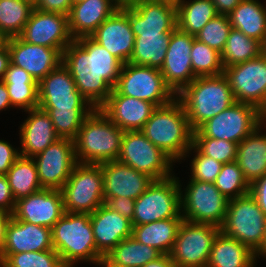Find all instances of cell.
Returning <instances> with one entry per match:
<instances>
[{
    "instance_id": "e575fe53",
    "label": "cell",
    "mask_w": 266,
    "mask_h": 267,
    "mask_svg": "<svg viewBox=\"0 0 266 267\" xmlns=\"http://www.w3.org/2000/svg\"><path fill=\"white\" fill-rule=\"evenodd\" d=\"M217 15L212 0H181L176 3L177 28L193 36Z\"/></svg>"
},
{
    "instance_id": "9a60e30c",
    "label": "cell",
    "mask_w": 266,
    "mask_h": 267,
    "mask_svg": "<svg viewBox=\"0 0 266 267\" xmlns=\"http://www.w3.org/2000/svg\"><path fill=\"white\" fill-rule=\"evenodd\" d=\"M33 159L42 188L60 190L77 164L74 141L59 138Z\"/></svg>"
},
{
    "instance_id": "5b68a950",
    "label": "cell",
    "mask_w": 266,
    "mask_h": 267,
    "mask_svg": "<svg viewBox=\"0 0 266 267\" xmlns=\"http://www.w3.org/2000/svg\"><path fill=\"white\" fill-rule=\"evenodd\" d=\"M124 131L99 108L84 119L74 141L77 163L100 164L117 160Z\"/></svg>"
},
{
    "instance_id": "6125c7cd",
    "label": "cell",
    "mask_w": 266,
    "mask_h": 267,
    "mask_svg": "<svg viewBox=\"0 0 266 267\" xmlns=\"http://www.w3.org/2000/svg\"><path fill=\"white\" fill-rule=\"evenodd\" d=\"M119 7H125L131 5L135 0H112Z\"/></svg>"
},
{
    "instance_id": "7bdbcfd3",
    "label": "cell",
    "mask_w": 266,
    "mask_h": 267,
    "mask_svg": "<svg viewBox=\"0 0 266 267\" xmlns=\"http://www.w3.org/2000/svg\"><path fill=\"white\" fill-rule=\"evenodd\" d=\"M232 26L228 15L218 14L195 35V38L222 53Z\"/></svg>"
},
{
    "instance_id": "8fae6325",
    "label": "cell",
    "mask_w": 266,
    "mask_h": 267,
    "mask_svg": "<svg viewBox=\"0 0 266 267\" xmlns=\"http://www.w3.org/2000/svg\"><path fill=\"white\" fill-rule=\"evenodd\" d=\"M181 215L180 185L177 175L153 180L135 200L132 225H142Z\"/></svg>"
},
{
    "instance_id": "c3c4849f",
    "label": "cell",
    "mask_w": 266,
    "mask_h": 267,
    "mask_svg": "<svg viewBox=\"0 0 266 267\" xmlns=\"http://www.w3.org/2000/svg\"><path fill=\"white\" fill-rule=\"evenodd\" d=\"M104 204L127 219H133L135 200L126 196L104 199Z\"/></svg>"
},
{
    "instance_id": "d4e9b609",
    "label": "cell",
    "mask_w": 266,
    "mask_h": 267,
    "mask_svg": "<svg viewBox=\"0 0 266 267\" xmlns=\"http://www.w3.org/2000/svg\"><path fill=\"white\" fill-rule=\"evenodd\" d=\"M96 249L105 256L123 239L132 236L131 220L111 210L105 204L90 214Z\"/></svg>"
},
{
    "instance_id": "74e56055",
    "label": "cell",
    "mask_w": 266,
    "mask_h": 267,
    "mask_svg": "<svg viewBox=\"0 0 266 267\" xmlns=\"http://www.w3.org/2000/svg\"><path fill=\"white\" fill-rule=\"evenodd\" d=\"M33 9L24 0H0V30L9 37L19 36Z\"/></svg>"
},
{
    "instance_id": "277c9868",
    "label": "cell",
    "mask_w": 266,
    "mask_h": 267,
    "mask_svg": "<svg viewBox=\"0 0 266 267\" xmlns=\"http://www.w3.org/2000/svg\"><path fill=\"white\" fill-rule=\"evenodd\" d=\"M176 98L182 103L194 131L236 102L224 74L196 77Z\"/></svg>"
},
{
    "instance_id": "03108f58",
    "label": "cell",
    "mask_w": 266,
    "mask_h": 267,
    "mask_svg": "<svg viewBox=\"0 0 266 267\" xmlns=\"http://www.w3.org/2000/svg\"><path fill=\"white\" fill-rule=\"evenodd\" d=\"M28 2L30 5H32L34 8L38 5L40 0H24Z\"/></svg>"
},
{
    "instance_id": "11a10c76",
    "label": "cell",
    "mask_w": 266,
    "mask_h": 267,
    "mask_svg": "<svg viewBox=\"0 0 266 267\" xmlns=\"http://www.w3.org/2000/svg\"><path fill=\"white\" fill-rule=\"evenodd\" d=\"M11 219V213L0 209V252L5 244L6 230Z\"/></svg>"
},
{
    "instance_id": "d6986e66",
    "label": "cell",
    "mask_w": 266,
    "mask_h": 267,
    "mask_svg": "<svg viewBox=\"0 0 266 267\" xmlns=\"http://www.w3.org/2000/svg\"><path fill=\"white\" fill-rule=\"evenodd\" d=\"M194 38L195 36L177 27L171 32L169 46L160 71L165 83L176 95L196 78L190 58Z\"/></svg>"
},
{
    "instance_id": "603a6c76",
    "label": "cell",
    "mask_w": 266,
    "mask_h": 267,
    "mask_svg": "<svg viewBox=\"0 0 266 267\" xmlns=\"http://www.w3.org/2000/svg\"><path fill=\"white\" fill-rule=\"evenodd\" d=\"M103 173L104 199L128 197L136 200L143 194L153 179L118 160L100 163Z\"/></svg>"
},
{
    "instance_id": "9f6ffc18",
    "label": "cell",
    "mask_w": 266,
    "mask_h": 267,
    "mask_svg": "<svg viewBox=\"0 0 266 267\" xmlns=\"http://www.w3.org/2000/svg\"><path fill=\"white\" fill-rule=\"evenodd\" d=\"M143 267H175L170 254H162L156 260L148 262Z\"/></svg>"
},
{
    "instance_id": "4dcf8cb0",
    "label": "cell",
    "mask_w": 266,
    "mask_h": 267,
    "mask_svg": "<svg viewBox=\"0 0 266 267\" xmlns=\"http://www.w3.org/2000/svg\"><path fill=\"white\" fill-rule=\"evenodd\" d=\"M183 220L182 216H177L142 225H133L132 237L144 245L154 247L162 254H170Z\"/></svg>"
},
{
    "instance_id": "9c48e42d",
    "label": "cell",
    "mask_w": 266,
    "mask_h": 267,
    "mask_svg": "<svg viewBox=\"0 0 266 267\" xmlns=\"http://www.w3.org/2000/svg\"><path fill=\"white\" fill-rule=\"evenodd\" d=\"M103 173L99 164L77 163L60 189L65 212L91 214L104 204Z\"/></svg>"
},
{
    "instance_id": "6da1fadb",
    "label": "cell",
    "mask_w": 266,
    "mask_h": 267,
    "mask_svg": "<svg viewBox=\"0 0 266 267\" xmlns=\"http://www.w3.org/2000/svg\"><path fill=\"white\" fill-rule=\"evenodd\" d=\"M76 88L93 108H100L115 88L123 63L91 37L73 40L62 52Z\"/></svg>"
},
{
    "instance_id": "7402d4cb",
    "label": "cell",
    "mask_w": 266,
    "mask_h": 267,
    "mask_svg": "<svg viewBox=\"0 0 266 267\" xmlns=\"http://www.w3.org/2000/svg\"><path fill=\"white\" fill-rule=\"evenodd\" d=\"M90 37L123 64L128 63L135 37L127 16V6L119 7Z\"/></svg>"
},
{
    "instance_id": "f1b7e54d",
    "label": "cell",
    "mask_w": 266,
    "mask_h": 267,
    "mask_svg": "<svg viewBox=\"0 0 266 267\" xmlns=\"http://www.w3.org/2000/svg\"><path fill=\"white\" fill-rule=\"evenodd\" d=\"M266 120L237 146L236 162L251 184L266 174Z\"/></svg>"
},
{
    "instance_id": "3957f363",
    "label": "cell",
    "mask_w": 266,
    "mask_h": 267,
    "mask_svg": "<svg viewBox=\"0 0 266 267\" xmlns=\"http://www.w3.org/2000/svg\"><path fill=\"white\" fill-rule=\"evenodd\" d=\"M52 246L66 267L81 261L99 265L103 255L96 249L90 214L64 212L51 228Z\"/></svg>"
},
{
    "instance_id": "60d3db41",
    "label": "cell",
    "mask_w": 266,
    "mask_h": 267,
    "mask_svg": "<svg viewBox=\"0 0 266 267\" xmlns=\"http://www.w3.org/2000/svg\"><path fill=\"white\" fill-rule=\"evenodd\" d=\"M51 118L59 138L74 140L84 119L93 109H42Z\"/></svg>"
},
{
    "instance_id": "bcb514c9",
    "label": "cell",
    "mask_w": 266,
    "mask_h": 267,
    "mask_svg": "<svg viewBox=\"0 0 266 267\" xmlns=\"http://www.w3.org/2000/svg\"><path fill=\"white\" fill-rule=\"evenodd\" d=\"M9 93L12 109L25 111L38 108V83H5Z\"/></svg>"
},
{
    "instance_id": "d6a6232c",
    "label": "cell",
    "mask_w": 266,
    "mask_h": 267,
    "mask_svg": "<svg viewBox=\"0 0 266 267\" xmlns=\"http://www.w3.org/2000/svg\"><path fill=\"white\" fill-rule=\"evenodd\" d=\"M170 37L171 33H140L135 37L129 63L161 69Z\"/></svg>"
},
{
    "instance_id": "83f0119b",
    "label": "cell",
    "mask_w": 266,
    "mask_h": 267,
    "mask_svg": "<svg viewBox=\"0 0 266 267\" xmlns=\"http://www.w3.org/2000/svg\"><path fill=\"white\" fill-rule=\"evenodd\" d=\"M119 6L112 0L73 2L68 14L69 31L74 40L90 37Z\"/></svg>"
},
{
    "instance_id": "be15d7a7",
    "label": "cell",
    "mask_w": 266,
    "mask_h": 267,
    "mask_svg": "<svg viewBox=\"0 0 266 267\" xmlns=\"http://www.w3.org/2000/svg\"><path fill=\"white\" fill-rule=\"evenodd\" d=\"M261 54L266 57V35L263 42L261 43Z\"/></svg>"
},
{
    "instance_id": "e7e4bbea",
    "label": "cell",
    "mask_w": 266,
    "mask_h": 267,
    "mask_svg": "<svg viewBox=\"0 0 266 267\" xmlns=\"http://www.w3.org/2000/svg\"><path fill=\"white\" fill-rule=\"evenodd\" d=\"M100 267H118L116 265H109L104 259H102L100 262H99V265Z\"/></svg>"
},
{
    "instance_id": "484cf974",
    "label": "cell",
    "mask_w": 266,
    "mask_h": 267,
    "mask_svg": "<svg viewBox=\"0 0 266 267\" xmlns=\"http://www.w3.org/2000/svg\"><path fill=\"white\" fill-rule=\"evenodd\" d=\"M25 113L28 116L19 127V152L21 156L33 158L59 137L46 111L38 107Z\"/></svg>"
},
{
    "instance_id": "816d5d0a",
    "label": "cell",
    "mask_w": 266,
    "mask_h": 267,
    "mask_svg": "<svg viewBox=\"0 0 266 267\" xmlns=\"http://www.w3.org/2000/svg\"><path fill=\"white\" fill-rule=\"evenodd\" d=\"M249 194L266 215V174L250 184Z\"/></svg>"
},
{
    "instance_id": "f6af8a7d",
    "label": "cell",
    "mask_w": 266,
    "mask_h": 267,
    "mask_svg": "<svg viewBox=\"0 0 266 267\" xmlns=\"http://www.w3.org/2000/svg\"><path fill=\"white\" fill-rule=\"evenodd\" d=\"M190 154L194 156H192L193 158L190 162L191 176L189 177L193 180L214 183L223 164L211 157L203 155L194 145L190 147L182 160L185 161L187 157L189 158Z\"/></svg>"
},
{
    "instance_id": "7dc6e473",
    "label": "cell",
    "mask_w": 266,
    "mask_h": 267,
    "mask_svg": "<svg viewBox=\"0 0 266 267\" xmlns=\"http://www.w3.org/2000/svg\"><path fill=\"white\" fill-rule=\"evenodd\" d=\"M19 156V147L14 148L9 141L0 139V175H6Z\"/></svg>"
},
{
    "instance_id": "d590c367",
    "label": "cell",
    "mask_w": 266,
    "mask_h": 267,
    "mask_svg": "<svg viewBox=\"0 0 266 267\" xmlns=\"http://www.w3.org/2000/svg\"><path fill=\"white\" fill-rule=\"evenodd\" d=\"M15 201L42 190L33 158L19 156L6 174Z\"/></svg>"
},
{
    "instance_id": "e0dca14e",
    "label": "cell",
    "mask_w": 266,
    "mask_h": 267,
    "mask_svg": "<svg viewBox=\"0 0 266 267\" xmlns=\"http://www.w3.org/2000/svg\"><path fill=\"white\" fill-rule=\"evenodd\" d=\"M19 37L29 43L64 49L74 40L69 31L68 16L33 9Z\"/></svg>"
},
{
    "instance_id": "1f68e13d",
    "label": "cell",
    "mask_w": 266,
    "mask_h": 267,
    "mask_svg": "<svg viewBox=\"0 0 266 267\" xmlns=\"http://www.w3.org/2000/svg\"><path fill=\"white\" fill-rule=\"evenodd\" d=\"M232 28L263 42L266 35V3L259 0H241L228 15Z\"/></svg>"
},
{
    "instance_id": "8992f818",
    "label": "cell",
    "mask_w": 266,
    "mask_h": 267,
    "mask_svg": "<svg viewBox=\"0 0 266 267\" xmlns=\"http://www.w3.org/2000/svg\"><path fill=\"white\" fill-rule=\"evenodd\" d=\"M265 229L266 215L249 193L229 200L220 227L223 234L240 241L256 253L264 242Z\"/></svg>"
},
{
    "instance_id": "44dd1931",
    "label": "cell",
    "mask_w": 266,
    "mask_h": 267,
    "mask_svg": "<svg viewBox=\"0 0 266 267\" xmlns=\"http://www.w3.org/2000/svg\"><path fill=\"white\" fill-rule=\"evenodd\" d=\"M10 61L25 69L38 83L62 63V50L29 44L19 36L10 37Z\"/></svg>"
},
{
    "instance_id": "4fadbf2b",
    "label": "cell",
    "mask_w": 266,
    "mask_h": 267,
    "mask_svg": "<svg viewBox=\"0 0 266 267\" xmlns=\"http://www.w3.org/2000/svg\"><path fill=\"white\" fill-rule=\"evenodd\" d=\"M220 227L183 220L170 253L175 267H207Z\"/></svg>"
},
{
    "instance_id": "7c38bea8",
    "label": "cell",
    "mask_w": 266,
    "mask_h": 267,
    "mask_svg": "<svg viewBox=\"0 0 266 267\" xmlns=\"http://www.w3.org/2000/svg\"><path fill=\"white\" fill-rule=\"evenodd\" d=\"M115 89L121 95L145 100L157 107L167 105L176 98L160 69L129 62L123 64Z\"/></svg>"
},
{
    "instance_id": "7a4b0ae2",
    "label": "cell",
    "mask_w": 266,
    "mask_h": 267,
    "mask_svg": "<svg viewBox=\"0 0 266 267\" xmlns=\"http://www.w3.org/2000/svg\"><path fill=\"white\" fill-rule=\"evenodd\" d=\"M141 131L175 163L182 162L193 145L194 130L177 98L167 105L157 107Z\"/></svg>"
},
{
    "instance_id": "f5cc1de1",
    "label": "cell",
    "mask_w": 266,
    "mask_h": 267,
    "mask_svg": "<svg viewBox=\"0 0 266 267\" xmlns=\"http://www.w3.org/2000/svg\"><path fill=\"white\" fill-rule=\"evenodd\" d=\"M15 202L6 175H0V209L12 214Z\"/></svg>"
},
{
    "instance_id": "f35d334b",
    "label": "cell",
    "mask_w": 266,
    "mask_h": 267,
    "mask_svg": "<svg viewBox=\"0 0 266 267\" xmlns=\"http://www.w3.org/2000/svg\"><path fill=\"white\" fill-rule=\"evenodd\" d=\"M0 267H66L54 250L0 253Z\"/></svg>"
},
{
    "instance_id": "ba28073f",
    "label": "cell",
    "mask_w": 266,
    "mask_h": 267,
    "mask_svg": "<svg viewBox=\"0 0 266 267\" xmlns=\"http://www.w3.org/2000/svg\"><path fill=\"white\" fill-rule=\"evenodd\" d=\"M265 120L266 115L254 105L235 102L200 125L193 137H210L239 144Z\"/></svg>"
},
{
    "instance_id": "680465c9",
    "label": "cell",
    "mask_w": 266,
    "mask_h": 267,
    "mask_svg": "<svg viewBox=\"0 0 266 267\" xmlns=\"http://www.w3.org/2000/svg\"><path fill=\"white\" fill-rule=\"evenodd\" d=\"M9 49L0 50V80H3L6 70L10 64Z\"/></svg>"
},
{
    "instance_id": "94428289",
    "label": "cell",
    "mask_w": 266,
    "mask_h": 267,
    "mask_svg": "<svg viewBox=\"0 0 266 267\" xmlns=\"http://www.w3.org/2000/svg\"><path fill=\"white\" fill-rule=\"evenodd\" d=\"M255 254H256L257 260L258 258L260 259L261 257L266 259V229H265V236H264V242L262 244V247Z\"/></svg>"
},
{
    "instance_id": "a7ac6f4b",
    "label": "cell",
    "mask_w": 266,
    "mask_h": 267,
    "mask_svg": "<svg viewBox=\"0 0 266 267\" xmlns=\"http://www.w3.org/2000/svg\"><path fill=\"white\" fill-rule=\"evenodd\" d=\"M81 1H84V0H73V2H81Z\"/></svg>"
},
{
    "instance_id": "836d02e7",
    "label": "cell",
    "mask_w": 266,
    "mask_h": 267,
    "mask_svg": "<svg viewBox=\"0 0 266 267\" xmlns=\"http://www.w3.org/2000/svg\"><path fill=\"white\" fill-rule=\"evenodd\" d=\"M161 255L154 247L144 245L131 236L119 242L103 259L109 265L118 267H143Z\"/></svg>"
},
{
    "instance_id": "db71d44e",
    "label": "cell",
    "mask_w": 266,
    "mask_h": 267,
    "mask_svg": "<svg viewBox=\"0 0 266 267\" xmlns=\"http://www.w3.org/2000/svg\"><path fill=\"white\" fill-rule=\"evenodd\" d=\"M217 13L222 15H229L241 2V0H212Z\"/></svg>"
},
{
    "instance_id": "2e32d148",
    "label": "cell",
    "mask_w": 266,
    "mask_h": 267,
    "mask_svg": "<svg viewBox=\"0 0 266 267\" xmlns=\"http://www.w3.org/2000/svg\"><path fill=\"white\" fill-rule=\"evenodd\" d=\"M38 91L40 109H94L80 94L63 63L38 83Z\"/></svg>"
},
{
    "instance_id": "52a82bcc",
    "label": "cell",
    "mask_w": 266,
    "mask_h": 267,
    "mask_svg": "<svg viewBox=\"0 0 266 267\" xmlns=\"http://www.w3.org/2000/svg\"><path fill=\"white\" fill-rule=\"evenodd\" d=\"M181 215L193 223L211 224L221 227L229 200L221 194L214 183L189 178L182 190L180 178Z\"/></svg>"
},
{
    "instance_id": "ffe728a7",
    "label": "cell",
    "mask_w": 266,
    "mask_h": 267,
    "mask_svg": "<svg viewBox=\"0 0 266 267\" xmlns=\"http://www.w3.org/2000/svg\"><path fill=\"white\" fill-rule=\"evenodd\" d=\"M64 212L61 191L43 188L17 200L12 217L31 224L52 228Z\"/></svg>"
},
{
    "instance_id": "6f0895ef",
    "label": "cell",
    "mask_w": 266,
    "mask_h": 267,
    "mask_svg": "<svg viewBox=\"0 0 266 267\" xmlns=\"http://www.w3.org/2000/svg\"><path fill=\"white\" fill-rule=\"evenodd\" d=\"M11 102L9 93L6 88V84L0 80V112L6 111V109H11Z\"/></svg>"
},
{
    "instance_id": "003e7915",
    "label": "cell",
    "mask_w": 266,
    "mask_h": 267,
    "mask_svg": "<svg viewBox=\"0 0 266 267\" xmlns=\"http://www.w3.org/2000/svg\"><path fill=\"white\" fill-rule=\"evenodd\" d=\"M167 1H171V2H173V3H178V2L181 1V0H167Z\"/></svg>"
},
{
    "instance_id": "cb8c5ba5",
    "label": "cell",
    "mask_w": 266,
    "mask_h": 267,
    "mask_svg": "<svg viewBox=\"0 0 266 267\" xmlns=\"http://www.w3.org/2000/svg\"><path fill=\"white\" fill-rule=\"evenodd\" d=\"M156 108L148 101L121 95L114 88L99 109L125 132L142 130Z\"/></svg>"
},
{
    "instance_id": "30bf717a",
    "label": "cell",
    "mask_w": 266,
    "mask_h": 267,
    "mask_svg": "<svg viewBox=\"0 0 266 267\" xmlns=\"http://www.w3.org/2000/svg\"><path fill=\"white\" fill-rule=\"evenodd\" d=\"M117 160L153 180L173 176L175 163L168 155L155 146L141 130L125 131Z\"/></svg>"
},
{
    "instance_id": "5bb4252c",
    "label": "cell",
    "mask_w": 266,
    "mask_h": 267,
    "mask_svg": "<svg viewBox=\"0 0 266 267\" xmlns=\"http://www.w3.org/2000/svg\"><path fill=\"white\" fill-rule=\"evenodd\" d=\"M236 102L248 103L266 115V57L262 54L252 60L224 68Z\"/></svg>"
},
{
    "instance_id": "8d00e7d4",
    "label": "cell",
    "mask_w": 266,
    "mask_h": 267,
    "mask_svg": "<svg viewBox=\"0 0 266 267\" xmlns=\"http://www.w3.org/2000/svg\"><path fill=\"white\" fill-rule=\"evenodd\" d=\"M261 55V42L246 36L238 29L231 28L227 43L221 53L224 68L252 60Z\"/></svg>"
},
{
    "instance_id": "ab89813d",
    "label": "cell",
    "mask_w": 266,
    "mask_h": 267,
    "mask_svg": "<svg viewBox=\"0 0 266 267\" xmlns=\"http://www.w3.org/2000/svg\"><path fill=\"white\" fill-rule=\"evenodd\" d=\"M190 58L192 70L196 77L217 76L224 72L221 53L196 38L193 40Z\"/></svg>"
},
{
    "instance_id": "ac0fdd59",
    "label": "cell",
    "mask_w": 266,
    "mask_h": 267,
    "mask_svg": "<svg viewBox=\"0 0 266 267\" xmlns=\"http://www.w3.org/2000/svg\"><path fill=\"white\" fill-rule=\"evenodd\" d=\"M134 33H171L177 27L176 3L167 0H135L127 6Z\"/></svg>"
},
{
    "instance_id": "91938a15",
    "label": "cell",
    "mask_w": 266,
    "mask_h": 267,
    "mask_svg": "<svg viewBox=\"0 0 266 267\" xmlns=\"http://www.w3.org/2000/svg\"><path fill=\"white\" fill-rule=\"evenodd\" d=\"M10 37L0 30V50L7 49Z\"/></svg>"
},
{
    "instance_id": "4316f807",
    "label": "cell",
    "mask_w": 266,
    "mask_h": 267,
    "mask_svg": "<svg viewBox=\"0 0 266 267\" xmlns=\"http://www.w3.org/2000/svg\"><path fill=\"white\" fill-rule=\"evenodd\" d=\"M53 249L51 228L13 218L10 220L5 244L0 253H21Z\"/></svg>"
},
{
    "instance_id": "f907efd6",
    "label": "cell",
    "mask_w": 266,
    "mask_h": 267,
    "mask_svg": "<svg viewBox=\"0 0 266 267\" xmlns=\"http://www.w3.org/2000/svg\"><path fill=\"white\" fill-rule=\"evenodd\" d=\"M2 81L4 83H38L25 69L11 62Z\"/></svg>"
},
{
    "instance_id": "ee69618b",
    "label": "cell",
    "mask_w": 266,
    "mask_h": 267,
    "mask_svg": "<svg viewBox=\"0 0 266 267\" xmlns=\"http://www.w3.org/2000/svg\"><path fill=\"white\" fill-rule=\"evenodd\" d=\"M193 145L203 154L222 164L236 161L238 144L210 137H193Z\"/></svg>"
},
{
    "instance_id": "f546056e",
    "label": "cell",
    "mask_w": 266,
    "mask_h": 267,
    "mask_svg": "<svg viewBox=\"0 0 266 267\" xmlns=\"http://www.w3.org/2000/svg\"><path fill=\"white\" fill-rule=\"evenodd\" d=\"M256 254L246 245L221 231L210 251L207 267H256Z\"/></svg>"
},
{
    "instance_id": "b9f144b4",
    "label": "cell",
    "mask_w": 266,
    "mask_h": 267,
    "mask_svg": "<svg viewBox=\"0 0 266 267\" xmlns=\"http://www.w3.org/2000/svg\"><path fill=\"white\" fill-rule=\"evenodd\" d=\"M214 184L228 200L247 195L250 189L236 161L222 165Z\"/></svg>"
},
{
    "instance_id": "681fc988",
    "label": "cell",
    "mask_w": 266,
    "mask_h": 267,
    "mask_svg": "<svg viewBox=\"0 0 266 267\" xmlns=\"http://www.w3.org/2000/svg\"><path fill=\"white\" fill-rule=\"evenodd\" d=\"M73 5V0H40L36 9L43 12L67 15Z\"/></svg>"
}]
</instances>
